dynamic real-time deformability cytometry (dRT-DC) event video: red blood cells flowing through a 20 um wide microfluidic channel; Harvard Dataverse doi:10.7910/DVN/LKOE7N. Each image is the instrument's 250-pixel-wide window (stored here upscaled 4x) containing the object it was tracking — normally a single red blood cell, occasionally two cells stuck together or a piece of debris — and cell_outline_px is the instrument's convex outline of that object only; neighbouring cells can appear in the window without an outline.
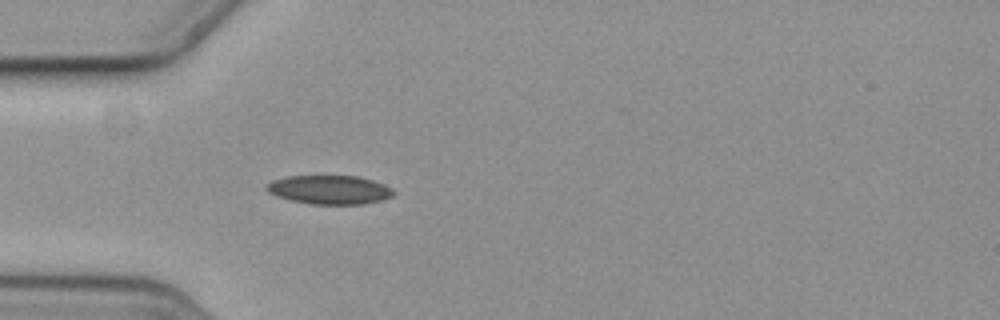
{"species": "common noctule bat (a hibernating species)", "species_latin": "Nyctalus noctula", "temperature_condition": "cold", "stored_images_in_passage": 4, "camera_frame_rate_fps": 3000, "um_per_image_px": 0.085, "animal": {"sex": "female", "body_mass_g": 19.3, "forearm_length_mm": 54.1}, "frame": {"image": 1, "passage_image": 4, "time_ms": 1.0, "image_size_px": [1000, 320], "cell_outline_px": [[396, 192], [392, 196], [380, 200], [364, 204], [312, 204], [292, 200], [276, 196], [268, 192], [264, 188], [264, 184], [272, 180], [288, 176], [356, 176], [372, 180], [384, 184], [392, 188]], "centroid_in_image_um": [27.98, 16.12], "position_along_channel_um": 57.0, "area_um2": 21.39}}